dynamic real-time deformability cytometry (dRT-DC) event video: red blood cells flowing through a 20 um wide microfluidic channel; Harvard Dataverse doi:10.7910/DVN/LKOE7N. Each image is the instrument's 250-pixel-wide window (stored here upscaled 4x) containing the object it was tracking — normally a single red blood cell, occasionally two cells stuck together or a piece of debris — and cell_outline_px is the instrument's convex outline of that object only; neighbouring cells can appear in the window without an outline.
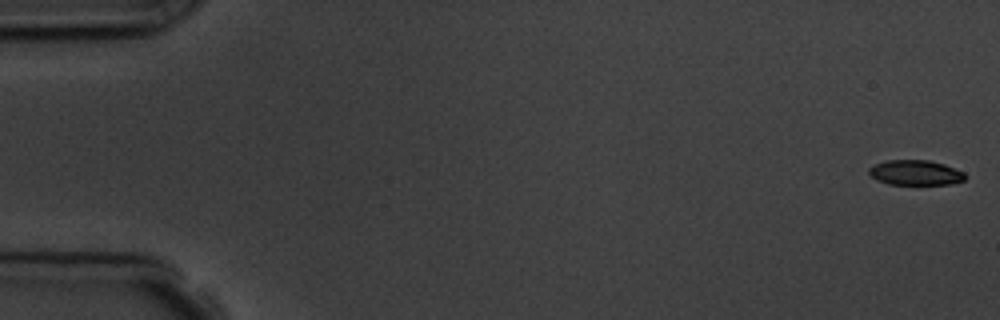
{"species": "common noctule bat (a hibernating species)", "species_latin": "Nyctalus noctula", "temperature_condition": "room temperature", "stored_images_in_passage": 8, "camera_frame_rate_fps": 3000, "um_per_image_px": 0.085, "animal": {"sex": "male", "body_mass_g": 19.5, "forearm_length_mm": 54.6}, "frame": {"image": 1, "passage_image": 1, "time_ms": 0.0, "image_size_px": [1000, 320], "cell_outline_px": [[964, 180], [952, 184], [888, 184], [876, 180], [868, 172], [868, 168], [876, 164], [888, 160], [928, 160], [944, 164], [964, 172]], "centroid_in_image_um": [77.8, 14.68], "position_along_channel_um": 7.2, "area_um2": 13.93}}
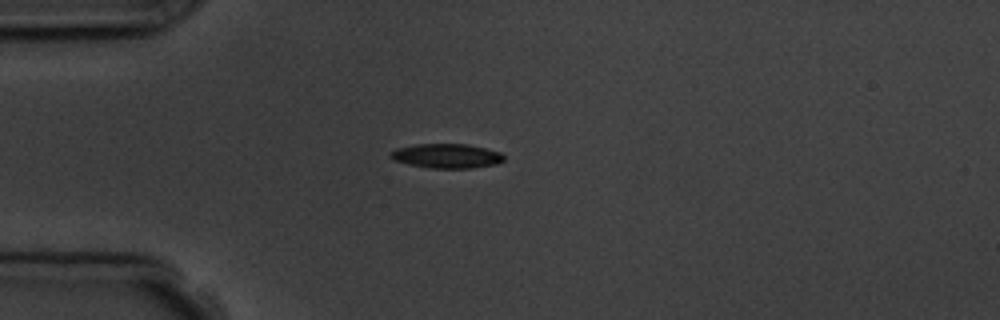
{"frame": {"image": 2, "passage_image": 5, "time_ms": 4.667, "image_size_px": [1000, 320], "cell_outline_px": [[504, 160], [496, 164], [472, 168], [432, 168], [408, 164], [392, 160], [388, 156], [388, 152], [396, 148], [416, 144], [468, 144], [500, 152], [504, 156]], "centroid_in_image_um": [37.91, 13.25], "position_along_channel_um": 47.1, "area_um2": 16.24}}